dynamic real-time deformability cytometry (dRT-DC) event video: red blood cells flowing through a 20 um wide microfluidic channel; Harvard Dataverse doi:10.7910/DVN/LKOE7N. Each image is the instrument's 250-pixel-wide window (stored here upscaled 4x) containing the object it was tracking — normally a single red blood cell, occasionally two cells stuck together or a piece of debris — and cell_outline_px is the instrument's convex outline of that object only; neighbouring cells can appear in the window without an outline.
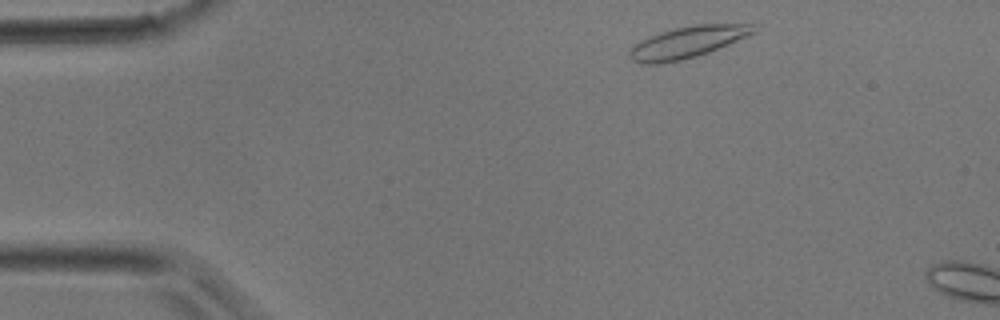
{"species": "common noctule bat (a hibernating species)", "species_latin": "Nyctalus noctula", "temperature_condition": "room temperature", "stored_images_in_passage": 4, "camera_frame_rate_fps": 3000, "um_per_image_px": 0.085, "animal": {"sex": "male", "body_mass_g": 17.9}, "frame": {"image": 1, "passage_image": 2, "time_ms": 0.333, "image_size_px": [1000, 320], "cell_outline_px": [[756, 32], [728, 44], [708, 52], [696, 56], [680, 60], [660, 64], [640, 64], [632, 60], [628, 56], [628, 52], [640, 40], [660, 32], [692, 24], [752, 24]], "centroid_in_image_um": [58.38, 3.59], "position_along_channel_um": 26.6, "area_um2": 22.6}}